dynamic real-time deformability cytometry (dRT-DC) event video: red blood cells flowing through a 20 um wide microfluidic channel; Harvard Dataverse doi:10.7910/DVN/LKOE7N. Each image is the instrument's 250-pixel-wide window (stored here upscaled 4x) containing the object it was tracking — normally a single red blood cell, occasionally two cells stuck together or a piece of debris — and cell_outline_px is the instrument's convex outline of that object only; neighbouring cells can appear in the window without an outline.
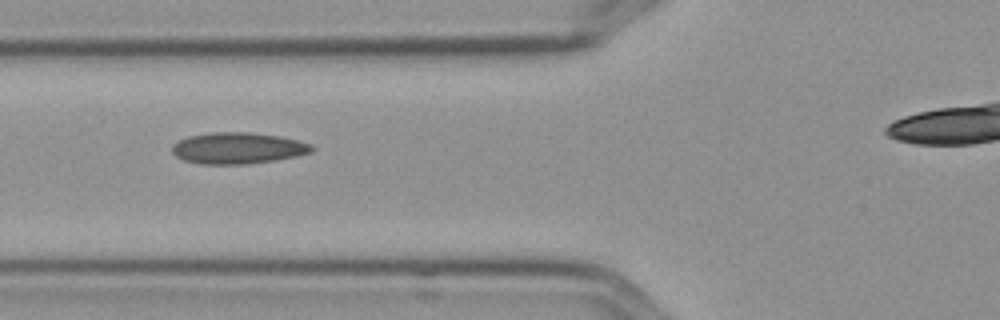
{"species": "Egyptian fruit bat (a non-hibernating species)", "species_latin": "Rousettus aegyptiacus", "temperature_condition": "cold", "stored_images_in_passage": 6, "camera_frame_rate_fps": 3000, "um_per_image_px": 0.085, "frame": {"image": 1, "passage_image": 3, "time_ms": 0.667, "image_size_px": [1000, 320], "cell_outline_px": [[316, 148], [312, 152], [296, 156], [272, 160], [244, 164], [204, 164], [184, 160], [176, 156], [172, 152], [172, 144], [188, 136], [212, 132], [248, 132], [280, 136], [312, 144]], "centroid_in_image_um": [20.22, 12.58], "position_along_channel_um": 105.6, "area_um2": 25.37}}
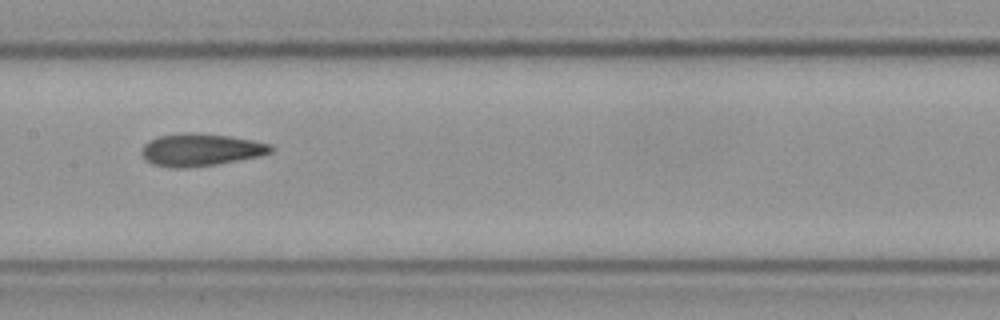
{"frame": {"image": 2, "passage_image": 5, "time_ms": 1.333, "image_size_px": [1000, 320], "cell_outline_px": [[272, 152], [260, 156], [216, 164], [184, 168], [172, 168], [152, 164], [144, 160], [140, 152], [144, 144], [148, 140], [160, 136], [188, 132], [232, 136], [272, 144]], "centroid_in_image_um": [17.03, 12.73], "position_along_channel_um": 190.4, "area_um2": 24.51}}
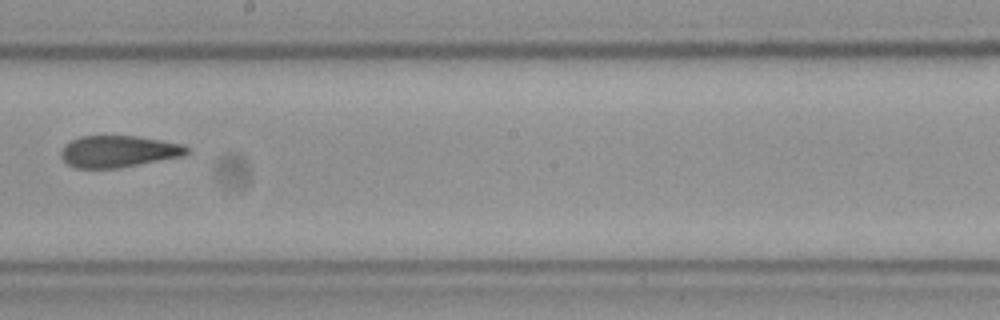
{"frame": {"image": 3, "passage_image": 6, "time_ms": 1.667, "image_size_px": [1000, 320], "cell_outline_px": [[188, 152], [180, 156], [120, 168], [76, 168], [68, 164], [60, 156], [60, 152], [64, 144], [80, 136], [136, 136], [184, 144], [188, 148]], "centroid_in_image_um": [10.02, 12.87], "position_along_channel_um": 238.2, "area_um2": 23.12}}